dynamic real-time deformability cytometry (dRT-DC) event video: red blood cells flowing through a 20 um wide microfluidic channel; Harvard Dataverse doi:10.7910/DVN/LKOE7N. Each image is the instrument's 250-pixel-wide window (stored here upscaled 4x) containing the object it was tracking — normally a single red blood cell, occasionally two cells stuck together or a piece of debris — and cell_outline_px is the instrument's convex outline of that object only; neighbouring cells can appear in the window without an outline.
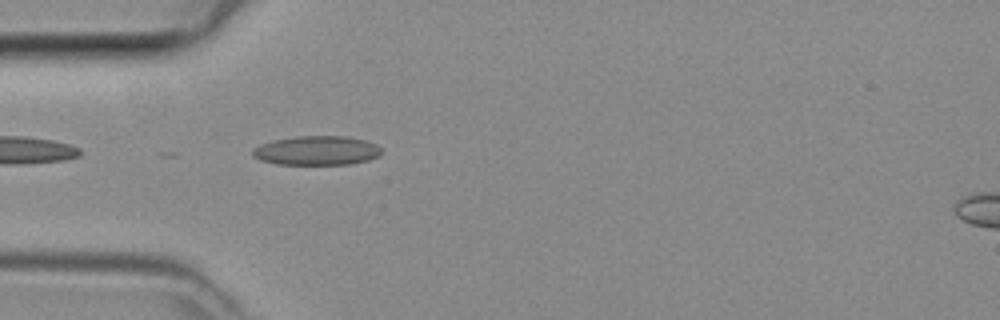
{"species": "common noctule bat (a hibernating species)", "species_latin": "Nyctalus noctula", "temperature_condition": "room temperature", "stored_images_in_passage": 2, "camera_frame_rate_fps": 3000, "um_per_image_px": 0.085, "animal": {"sex": "female", "body_mass_g": 29.2, "forearm_length_mm": 56.3}, "frame": {"image": 1, "passage_image": 1, "time_ms": 0.0, "image_size_px": [1000, 320], "cell_outline_px": [[380, 152], [376, 156], [368, 160], [348, 164], [276, 164], [260, 160], [252, 156], [252, 148], [260, 144], [272, 140], [296, 136], [348, 136], [364, 140], [376, 144], [380, 148]], "centroid_in_image_um": [26.86, 12.79], "position_along_channel_um": 58.1, "area_um2": 21.91}}